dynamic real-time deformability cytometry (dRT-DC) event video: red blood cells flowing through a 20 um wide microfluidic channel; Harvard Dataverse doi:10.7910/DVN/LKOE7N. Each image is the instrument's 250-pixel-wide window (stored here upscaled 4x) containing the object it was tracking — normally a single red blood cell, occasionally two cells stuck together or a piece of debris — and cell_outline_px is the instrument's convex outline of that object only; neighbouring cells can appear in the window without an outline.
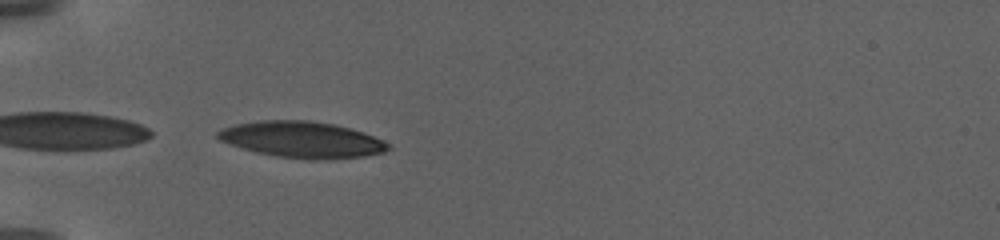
{"species": "human", "species_latin": "Homo sapiens", "temperature_condition": "warm", "stored_images_in_passage": 10, "camera_frame_rate_fps": 3000, "um_per_image_px": 0.085, "donor": {"sex": "female"}, "frame": {"image": 1, "passage_image": 2, "time_ms": 0.333, "image_size_px": [1000, 240], "cell_outline_px": [[392, 148], [384, 152], [364, 156], [320, 160], [308, 160], [276, 156], [256, 152], [220, 140], [216, 136], [216, 132], [224, 128], [236, 124], [260, 120], [308, 120], [332, 124], [352, 128], [364, 132], [392, 144]], "centroid_in_image_um": [25.73, 11.87], "position_along_channel_um": 59.3, "area_um2": 36.01}}
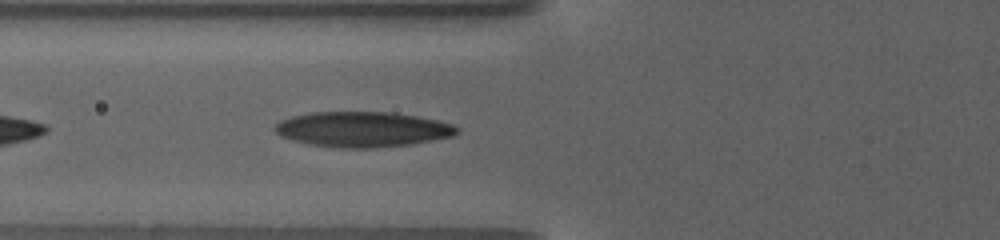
{"frame": {"image": 2, "passage_image": 8, "time_ms": 2.0, "image_size_px": [1000, 240], "cell_outline_px": [[460, 128], [452, 136], [408, 144], [376, 148], [332, 148], [308, 144], [292, 140], [280, 136], [272, 128], [280, 120], [292, 116], [312, 112], [388, 112], [416, 116], [436, 120], [452, 124]], "centroid_in_image_um": [30.74, 11.0], "position_along_channel_um": 95.1, "area_um2": 37.4}}